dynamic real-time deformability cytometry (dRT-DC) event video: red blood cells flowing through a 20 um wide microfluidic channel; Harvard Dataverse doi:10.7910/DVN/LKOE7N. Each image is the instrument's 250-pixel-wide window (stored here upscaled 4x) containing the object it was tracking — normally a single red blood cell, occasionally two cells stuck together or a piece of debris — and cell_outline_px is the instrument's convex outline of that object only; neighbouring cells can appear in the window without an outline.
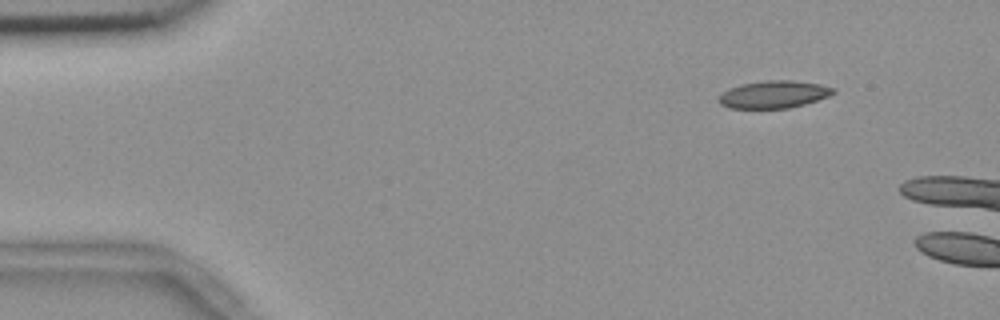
{"species": "common noctule bat (a hibernating species)", "species_latin": "Nyctalus noctula", "temperature_condition": "room temperature", "stored_images_in_passage": 4, "camera_frame_rate_fps": 3000, "um_per_image_px": 0.085, "animal": {"sex": "female", "body_mass_g": 18.4}, "frame": {"image": 1, "passage_image": 1, "time_ms": 0.0, "image_size_px": [1000, 320], "cell_outline_px": [[836, 92], [828, 96], [804, 104], [788, 108], [728, 108], [720, 104], [716, 100], [728, 88], [740, 84], [764, 80], [792, 80], [820, 84], [836, 88]], "centroid_in_image_um": [65.75, 8.01], "position_along_channel_um": 19.2, "area_um2": 18.38}}